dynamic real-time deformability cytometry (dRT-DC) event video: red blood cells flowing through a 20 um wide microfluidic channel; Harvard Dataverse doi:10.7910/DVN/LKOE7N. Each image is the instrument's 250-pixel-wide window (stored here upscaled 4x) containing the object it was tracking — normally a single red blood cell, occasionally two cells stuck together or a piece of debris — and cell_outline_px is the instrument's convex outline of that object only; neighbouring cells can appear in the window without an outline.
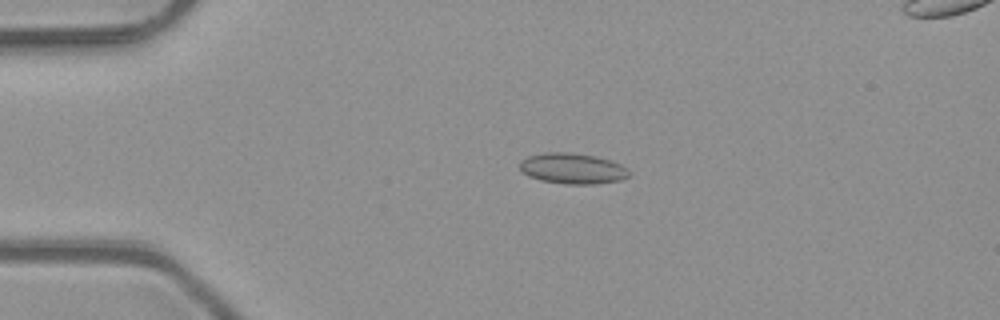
{"species": "common noctule bat (a hibernating species)", "species_latin": "Nyctalus noctula", "temperature_condition": "room temperature", "stored_images_in_passage": 51, "segment_of_instrument_passage": [1, 2], "camera_frame_rate_fps": 3000, "um_per_image_px": 0.085, "animal": {"sex": "male", "body_mass_g": 23.1, "forearm_length_mm": 52.7}, "frame": {"image": 1, "passage_image": 11, "time_ms": 3.333, "image_size_px": [1000, 320], "cell_outline_px": [[628, 176], [620, 180], [592, 184], [568, 184], [540, 180], [528, 176], [520, 168], [520, 160], [528, 156], [544, 152], [572, 152], [596, 156], [612, 160], [628, 168]], "centroid_in_image_um": [48.66, 14.3], "position_along_channel_um": 36.3, "area_um2": 19.59}}
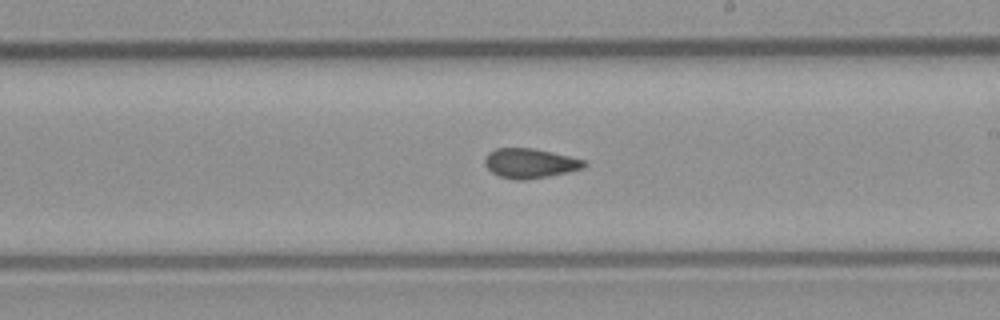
{"frame": {"image": 2, "passage_image": 29, "time_ms": 9.333, "image_size_px": [1000, 320], "cell_outline_px": [[588, 164], [584, 168], [548, 176], [524, 180], [516, 180], [500, 176], [492, 172], [484, 164], [484, 160], [488, 152], [496, 148], [532, 148], [552, 152], [584, 160]], "centroid_in_image_um": [45.03, 13.87], "position_along_channel_um": 244.0, "area_um2": 17.05}}
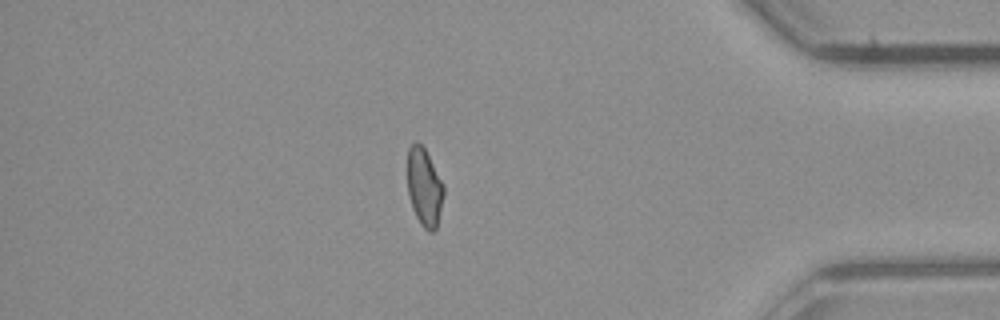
{"frame": {"image": 3, "passage_image": 43, "time_ms": 14.0, "image_size_px": [1000, 320], "cell_outline_px": [[444, 196], [436, 228], [432, 232], [428, 232], [420, 224], [412, 208], [408, 192], [408, 148], [416, 140], [424, 148], [444, 184]], "centroid_in_image_um": [36.07, 15.93], "position_along_channel_um": 399.1, "area_um2": 16.42}}